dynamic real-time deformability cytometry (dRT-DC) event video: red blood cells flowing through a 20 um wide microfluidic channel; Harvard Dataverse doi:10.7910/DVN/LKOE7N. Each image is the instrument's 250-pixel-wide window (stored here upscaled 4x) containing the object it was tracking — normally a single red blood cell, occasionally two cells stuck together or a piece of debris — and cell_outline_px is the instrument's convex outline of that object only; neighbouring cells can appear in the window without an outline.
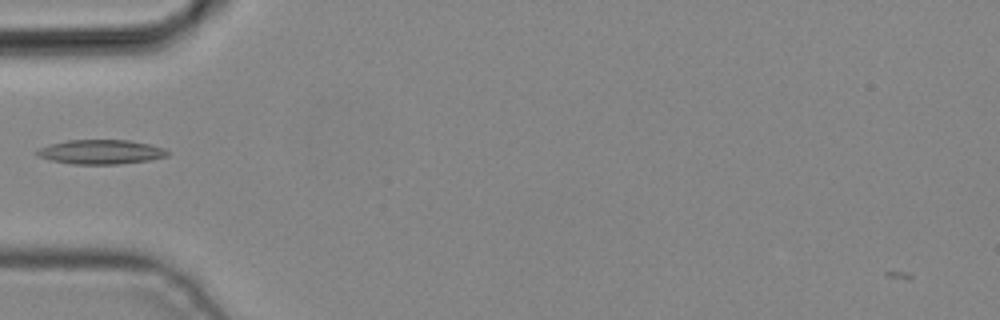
{"species": "common noctule bat (a hibernating species)", "species_latin": "Nyctalus noctula", "temperature_condition": "cold", "stored_images_in_passage": 4, "camera_frame_rate_fps": 3000, "um_per_image_px": 0.085, "animal": {"sex": "male", "body_mass_g": 19.2, "forearm_length_mm": 51.8}, "frame": {"image": 1, "passage_image": 4, "time_ms": 1.0, "image_size_px": [1000, 320], "cell_outline_px": [[172, 152], [168, 156], [148, 160], [116, 164], [72, 164], [52, 160], [36, 156], [36, 152], [40, 148], [48, 144], [68, 140], [128, 140], [148, 144], [164, 148]], "centroid_in_image_um": [8.58, 12.91], "position_along_channel_um": 76.4, "area_um2": 18.5}}